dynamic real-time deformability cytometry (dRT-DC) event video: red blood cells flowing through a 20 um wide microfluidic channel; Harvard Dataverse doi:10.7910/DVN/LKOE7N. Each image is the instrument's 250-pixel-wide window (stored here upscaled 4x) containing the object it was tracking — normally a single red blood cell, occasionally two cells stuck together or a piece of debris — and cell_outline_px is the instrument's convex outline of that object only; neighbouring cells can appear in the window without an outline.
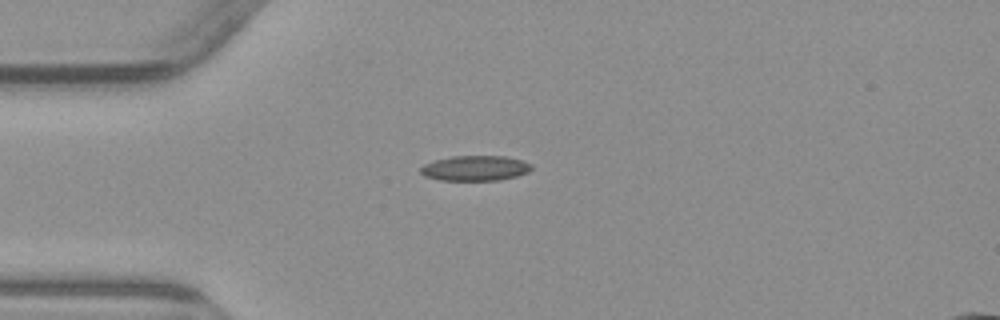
{"species": "common noctule bat (a hibernating species)", "species_latin": "Nyctalus noctula", "temperature_condition": "warm", "stored_images_in_passage": 3, "camera_frame_rate_fps": 3000, "um_per_image_px": 0.085, "animal": {"sex": "male", "body_mass_g": 23.1, "forearm_length_mm": 52.7}, "frame": {"image": 1, "passage_image": 1, "time_ms": 0.0, "image_size_px": [1000, 320], "cell_outline_px": [[532, 168], [528, 172], [516, 176], [500, 180], [440, 180], [424, 176], [420, 172], [420, 168], [424, 164], [436, 160], [452, 156], [504, 156], [520, 160], [532, 164]], "centroid_in_image_um": [40.38, 14.3], "position_along_channel_um": 44.6, "area_um2": 16.18}}
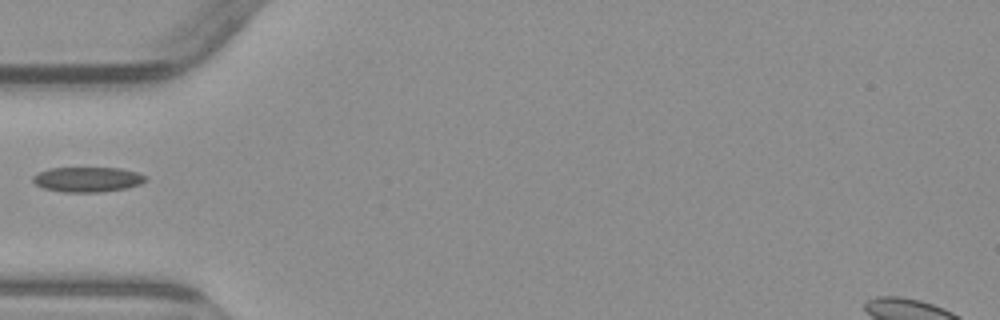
{"frame": {"image": 2, "passage_image": 2, "time_ms": 1.333, "image_size_px": [1000, 320], "cell_outline_px": [[148, 180], [140, 184], [128, 188], [100, 192], [64, 192], [44, 188], [36, 184], [32, 180], [32, 176], [48, 168], [120, 168], [136, 172], [148, 176]], "centroid_in_image_um": [7.48, 15.25], "position_along_channel_um": 77.5, "area_um2": 16.47}}
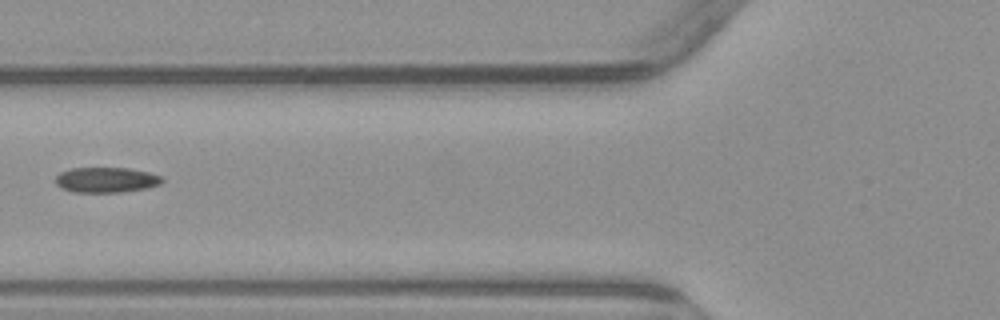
{"frame": {"image": 3, "passage_image": 3, "time_ms": 2.333, "image_size_px": [1000, 320], "cell_outline_px": [[164, 180], [160, 184], [148, 188], [120, 192], [72, 192], [56, 184], [56, 176], [60, 172], [72, 168], [128, 168], [148, 172], [160, 176]], "centroid_in_image_um": [9.04, 15.29], "position_along_channel_um": 116.8, "area_um2": 15.61}}